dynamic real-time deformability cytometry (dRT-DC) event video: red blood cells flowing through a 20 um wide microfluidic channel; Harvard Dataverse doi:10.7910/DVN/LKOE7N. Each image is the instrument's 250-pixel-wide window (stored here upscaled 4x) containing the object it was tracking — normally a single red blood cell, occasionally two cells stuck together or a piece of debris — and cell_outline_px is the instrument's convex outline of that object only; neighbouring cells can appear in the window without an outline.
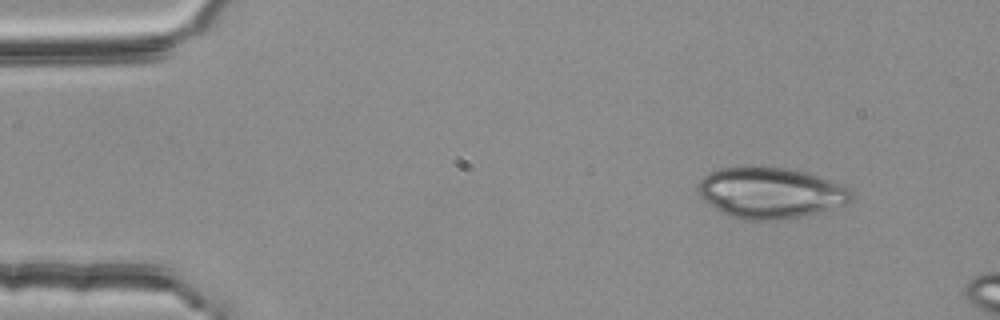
{"species": "common noctule bat (a hibernating species)", "species_latin": "Nyctalus noctula", "temperature_condition": "room temperature", "stored_images_in_passage": 8, "camera_frame_rate_fps": 3000, "um_per_image_px": 0.085, "animal": {"sex": "female", "body_mass_g": 25.1}, "frame": {"image": 1, "passage_image": 1, "time_ms": 0.0, "image_size_px": [1000, 320], "cell_outline_px": [[852, 200], [844, 204], [816, 212], [776, 220], [740, 220], [728, 216], [720, 212], [708, 204], [696, 192], [696, 184], [708, 172], [720, 168], [744, 164], [748, 164], [788, 168], [804, 172], [844, 184], [852, 192]], "centroid_in_image_um": [65.38, 16.35], "position_along_channel_um": 19.6, "area_um2": 46.24}}